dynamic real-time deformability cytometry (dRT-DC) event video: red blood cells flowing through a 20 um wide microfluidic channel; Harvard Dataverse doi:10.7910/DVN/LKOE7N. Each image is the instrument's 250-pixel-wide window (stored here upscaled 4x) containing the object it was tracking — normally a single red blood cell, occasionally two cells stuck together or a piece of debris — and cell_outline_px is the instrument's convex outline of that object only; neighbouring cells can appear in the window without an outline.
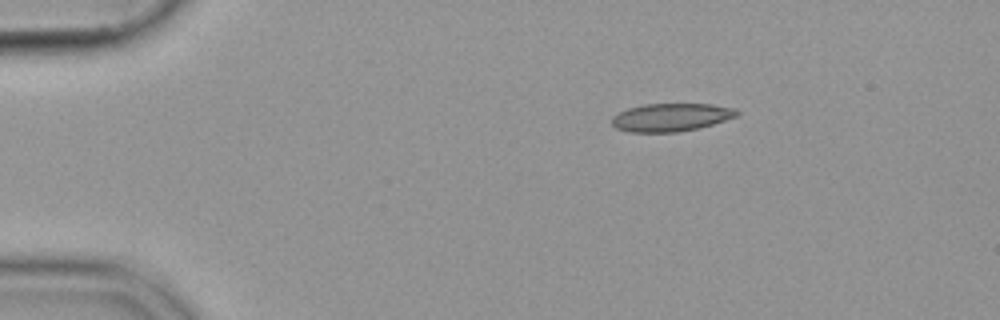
{"species": "common noctule bat (a hibernating species)", "species_latin": "Nyctalus noctula", "temperature_condition": "cold", "stored_images_in_passage": 46, "camera_frame_rate_fps": 3000, "um_per_image_px": 0.085, "animal": {"sex": "female", "body_mass_g": 19.9}, "frame": {"image": 1, "passage_image": 1, "time_ms": 0.0, "image_size_px": [1000, 320], "cell_outline_px": [[740, 112], [736, 116], [712, 124], [696, 128], [676, 132], [628, 132], [616, 128], [612, 124], [612, 116], [628, 108], [644, 104], [712, 104], [736, 108]], "centroid_in_image_um": [57.02, 9.96], "position_along_channel_um": 28.0, "area_um2": 20.29}}
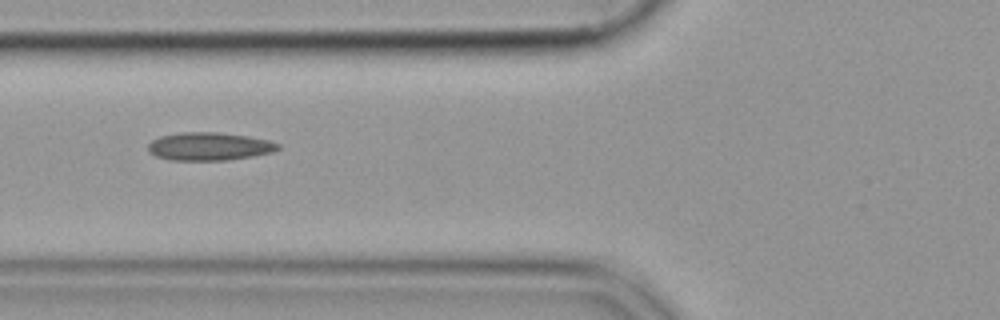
{"frame": {"image": 2, "passage_image": 13, "time_ms": 4.0, "image_size_px": [1000, 320], "cell_outline_px": [[280, 148], [272, 152], [252, 156], [228, 160], [172, 160], [156, 156], [148, 152], [148, 144], [152, 140], [160, 136], [180, 132], [216, 132], [248, 136], [268, 140], [280, 144]], "centroid_in_image_um": [17.77, 12.44], "position_along_channel_um": 108.0, "area_um2": 21.21}}
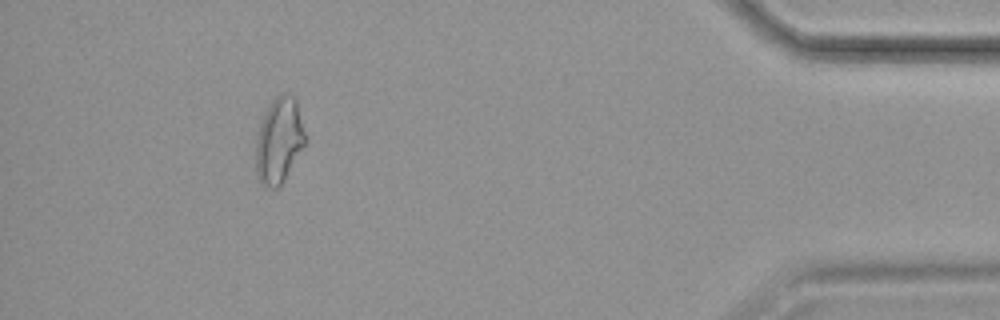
{"frame": {"image": 3, "passage_image": 42, "time_ms": 13.667, "image_size_px": [1000, 320], "cell_outline_px": [[304, 144], [280, 188], [268, 188], [260, 184], [256, 176], [256, 132], [264, 112], [268, 104], [280, 92], [296, 96], [304, 132]], "centroid_in_image_um": [23.67, 11.93], "position_along_channel_um": 411.5, "area_um2": 24.91}}